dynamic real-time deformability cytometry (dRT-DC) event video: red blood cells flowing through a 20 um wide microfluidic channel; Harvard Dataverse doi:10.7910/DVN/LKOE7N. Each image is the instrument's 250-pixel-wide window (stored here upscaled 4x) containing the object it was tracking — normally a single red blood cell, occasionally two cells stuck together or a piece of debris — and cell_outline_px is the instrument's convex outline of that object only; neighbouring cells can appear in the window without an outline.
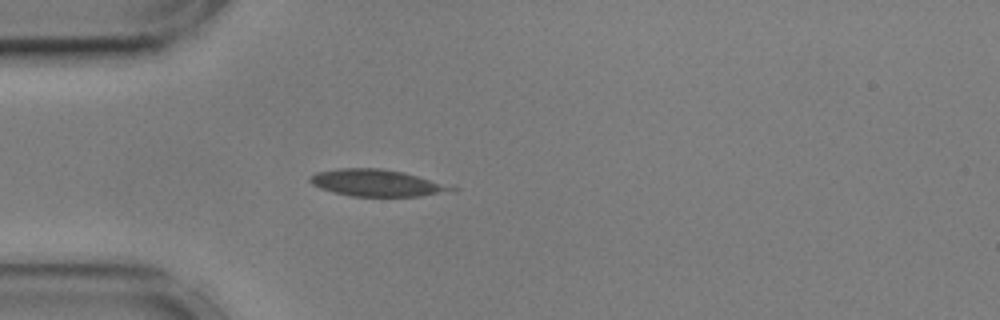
{"species": "common noctule bat (a hibernating species)", "species_latin": "Nyctalus noctula", "temperature_condition": "cold", "stored_images_in_passage": 23, "camera_frame_rate_fps": 3000, "um_per_image_px": 0.085, "animal": {"sex": "male", "body_mass_g": 17.9, "forearm_length_mm": 54.2}, "frame": {"image": 1, "passage_image": 13, "time_ms": 4.0, "image_size_px": [1000, 320], "cell_outline_px": [[460, 188], [456, 192], [420, 196], [352, 196], [320, 188], [312, 184], [308, 180], [308, 176], [316, 172], [340, 168], [380, 168], [404, 172]], "centroid_in_image_um": [32.08, 15.55], "position_along_channel_um": 52.9, "area_um2": 22.25}}